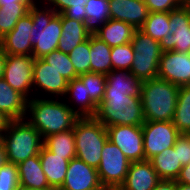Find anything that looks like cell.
Wrapping results in <instances>:
<instances>
[{
    "label": "cell",
    "instance_id": "7a4b0ae2",
    "mask_svg": "<svg viewBox=\"0 0 190 190\" xmlns=\"http://www.w3.org/2000/svg\"><path fill=\"white\" fill-rule=\"evenodd\" d=\"M80 117L67 102L50 97L28 100L25 119L41 134L43 140L60 132L73 129Z\"/></svg>",
    "mask_w": 190,
    "mask_h": 190
},
{
    "label": "cell",
    "instance_id": "e0dca14e",
    "mask_svg": "<svg viewBox=\"0 0 190 190\" xmlns=\"http://www.w3.org/2000/svg\"><path fill=\"white\" fill-rule=\"evenodd\" d=\"M160 180L149 160L131 162L119 190H153Z\"/></svg>",
    "mask_w": 190,
    "mask_h": 190
},
{
    "label": "cell",
    "instance_id": "6da1fadb",
    "mask_svg": "<svg viewBox=\"0 0 190 190\" xmlns=\"http://www.w3.org/2000/svg\"><path fill=\"white\" fill-rule=\"evenodd\" d=\"M141 84L130 71H110L106 75L105 93L95 117L105 127L142 126L145 120L140 97Z\"/></svg>",
    "mask_w": 190,
    "mask_h": 190
},
{
    "label": "cell",
    "instance_id": "7c38bea8",
    "mask_svg": "<svg viewBox=\"0 0 190 190\" xmlns=\"http://www.w3.org/2000/svg\"><path fill=\"white\" fill-rule=\"evenodd\" d=\"M157 78L179 87L190 85V57L188 53L162 52Z\"/></svg>",
    "mask_w": 190,
    "mask_h": 190
},
{
    "label": "cell",
    "instance_id": "d4e9b609",
    "mask_svg": "<svg viewBox=\"0 0 190 190\" xmlns=\"http://www.w3.org/2000/svg\"><path fill=\"white\" fill-rule=\"evenodd\" d=\"M111 47L93 33L90 35V72L107 75L112 71Z\"/></svg>",
    "mask_w": 190,
    "mask_h": 190
},
{
    "label": "cell",
    "instance_id": "f35d334b",
    "mask_svg": "<svg viewBox=\"0 0 190 190\" xmlns=\"http://www.w3.org/2000/svg\"><path fill=\"white\" fill-rule=\"evenodd\" d=\"M174 150H178L179 162L182 166L190 163V134H180L175 142Z\"/></svg>",
    "mask_w": 190,
    "mask_h": 190
},
{
    "label": "cell",
    "instance_id": "e575fe53",
    "mask_svg": "<svg viewBox=\"0 0 190 190\" xmlns=\"http://www.w3.org/2000/svg\"><path fill=\"white\" fill-rule=\"evenodd\" d=\"M134 50L131 43L118 45L111 48V63L112 70L130 71L133 59Z\"/></svg>",
    "mask_w": 190,
    "mask_h": 190
},
{
    "label": "cell",
    "instance_id": "ab89813d",
    "mask_svg": "<svg viewBox=\"0 0 190 190\" xmlns=\"http://www.w3.org/2000/svg\"><path fill=\"white\" fill-rule=\"evenodd\" d=\"M149 12H170L180 7V0H145Z\"/></svg>",
    "mask_w": 190,
    "mask_h": 190
},
{
    "label": "cell",
    "instance_id": "4fadbf2b",
    "mask_svg": "<svg viewBox=\"0 0 190 190\" xmlns=\"http://www.w3.org/2000/svg\"><path fill=\"white\" fill-rule=\"evenodd\" d=\"M59 190H105L97 169L75 157L69 161L65 181Z\"/></svg>",
    "mask_w": 190,
    "mask_h": 190
},
{
    "label": "cell",
    "instance_id": "d6a6232c",
    "mask_svg": "<svg viewBox=\"0 0 190 190\" xmlns=\"http://www.w3.org/2000/svg\"><path fill=\"white\" fill-rule=\"evenodd\" d=\"M85 12L86 23L92 31L110 19L108 0H88Z\"/></svg>",
    "mask_w": 190,
    "mask_h": 190
},
{
    "label": "cell",
    "instance_id": "52a82bcc",
    "mask_svg": "<svg viewBox=\"0 0 190 190\" xmlns=\"http://www.w3.org/2000/svg\"><path fill=\"white\" fill-rule=\"evenodd\" d=\"M101 157L97 171L102 186L104 189H119L127 176L131 162L109 140L103 146Z\"/></svg>",
    "mask_w": 190,
    "mask_h": 190
},
{
    "label": "cell",
    "instance_id": "74e56055",
    "mask_svg": "<svg viewBox=\"0 0 190 190\" xmlns=\"http://www.w3.org/2000/svg\"><path fill=\"white\" fill-rule=\"evenodd\" d=\"M17 165L7 162L0 169V190H19Z\"/></svg>",
    "mask_w": 190,
    "mask_h": 190
},
{
    "label": "cell",
    "instance_id": "9c48e42d",
    "mask_svg": "<svg viewBox=\"0 0 190 190\" xmlns=\"http://www.w3.org/2000/svg\"><path fill=\"white\" fill-rule=\"evenodd\" d=\"M144 140L145 160L175 145L180 135L172 121H145L141 126Z\"/></svg>",
    "mask_w": 190,
    "mask_h": 190
},
{
    "label": "cell",
    "instance_id": "7dc6e473",
    "mask_svg": "<svg viewBox=\"0 0 190 190\" xmlns=\"http://www.w3.org/2000/svg\"><path fill=\"white\" fill-rule=\"evenodd\" d=\"M176 190H190V185L176 182Z\"/></svg>",
    "mask_w": 190,
    "mask_h": 190
},
{
    "label": "cell",
    "instance_id": "f6af8a7d",
    "mask_svg": "<svg viewBox=\"0 0 190 190\" xmlns=\"http://www.w3.org/2000/svg\"><path fill=\"white\" fill-rule=\"evenodd\" d=\"M5 57H6V54L0 45V78H3Z\"/></svg>",
    "mask_w": 190,
    "mask_h": 190
},
{
    "label": "cell",
    "instance_id": "484cf974",
    "mask_svg": "<svg viewBox=\"0 0 190 190\" xmlns=\"http://www.w3.org/2000/svg\"><path fill=\"white\" fill-rule=\"evenodd\" d=\"M44 146L53 154L71 160L76 157L74 130L52 134L44 139Z\"/></svg>",
    "mask_w": 190,
    "mask_h": 190
},
{
    "label": "cell",
    "instance_id": "5b68a950",
    "mask_svg": "<svg viewBox=\"0 0 190 190\" xmlns=\"http://www.w3.org/2000/svg\"><path fill=\"white\" fill-rule=\"evenodd\" d=\"M0 138L7 161L15 165L39 155L44 145L41 134L26 119L10 120Z\"/></svg>",
    "mask_w": 190,
    "mask_h": 190
},
{
    "label": "cell",
    "instance_id": "836d02e7",
    "mask_svg": "<svg viewBox=\"0 0 190 190\" xmlns=\"http://www.w3.org/2000/svg\"><path fill=\"white\" fill-rule=\"evenodd\" d=\"M42 59L46 63L50 64L56 71H58L68 82L72 79L78 78L79 76L75 72L69 54L55 50L45 55Z\"/></svg>",
    "mask_w": 190,
    "mask_h": 190
},
{
    "label": "cell",
    "instance_id": "1f68e13d",
    "mask_svg": "<svg viewBox=\"0 0 190 190\" xmlns=\"http://www.w3.org/2000/svg\"><path fill=\"white\" fill-rule=\"evenodd\" d=\"M86 87L87 95L98 107L103 99L106 87V75L101 73H84L78 76Z\"/></svg>",
    "mask_w": 190,
    "mask_h": 190
},
{
    "label": "cell",
    "instance_id": "b9f144b4",
    "mask_svg": "<svg viewBox=\"0 0 190 190\" xmlns=\"http://www.w3.org/2000/svg\"><path fill=\"white\" fill-rule=\"evenodd\" d=\"M153 190H176V180L161 179Z\"/></svg>",
    "mask_w": 190,
    "mask_h": 190
},
{
    "label": "cell",
    "instance_id": "4316f807",
    "mask_svg": "<svg viewBox=\"0 0 190 190\" xmlns=\"http://www.w3.org/2000/svg\"><path fill=\"white\" fill-rule=\"evenodd\" d=\"M133 57L130 73L136 76L141 82L157 78L161 55H146L134 51Z\"/></svg>",
    "mask_w": 190,
    "mask_h": 190
},
{
    "label": "cell",
    "instance_id": "f1b7e54d",
    "mask_svg": "<svg viewBox=\"0 0 190 190\" xmlns=\"http://www.w3.org/2000/svg\"><path fill=\"white\" fill-rule=\"evenodd\" d=\"M172 122L180 134H190V85L179 87Z\"/></svg>",
    "mask_w": 190,
    "mask_h": 190
},
{
    "label": "cell",
    "instance_id": "ffe728a7",
    "mask_svg": "<svg viewBox=\"0 0 190 190\" xmlns=\"http://www.w3.org/2000/svg\"><path fill=\"white\" fill-rule=\"evenodd\" d=\"M28 99L0 78V112L10 120L25 119Z\"/></svg>",
    "mask_w": 190,
    "mask_h": 190
},
{
    "label": "cell",
    "instance_id": "8fae6325",
    "mask_svg": "<svg viewBox=\"0 0 190 190\" xmlns=\"http://www.w3.org/2000/svg\"><path fill=\"white\" fill-rule=\"evenodd\" d=\"M108 140L115 144L130 162L144 161V140L141 126L106 127Z\"/></svg>",
    "mask_w": 190,
    "mask_h": 190
},
{
    "label": "cell",
    "instance_id": "d590c367",
    "mask_svg": "<svg viewBox=\"0 0 190 190\" xmlns=\"http://www.w3.org/2000/svg\"><path fill=\"white\" fill-rule=\"evenodd\" d=\"M69 57L78 75L90 72V36L87 40L76 46Z\"/></svg>",
    "mask_w": 190,
    "mask_h": 190
},
{
    "label": "cell",
    "instance_id": "ee69618b",
    "mask_svg": "<svg viewBox=\"0 0 190 190\" xmlns=\"http://www.w3.org/2000/svg\"><path fill=\"white\" fill-rule=\"evenodd\" d=\"M10 119H8L2 112H0V136L5 131Z\"/></svg>",
    "mask_w": 190,
    "mask_h": 190
},
{
    "label": "cell",
    "instance_id": "d6986e66",
    "mask_svg": "<svg viewBox=\"0 0 190 190\" xmlns=\"http://www.w3.org/2000/svg\"><path fill=\"white\" fill-rule=\"evenodd\" d=\"M61 28L57 50L65 54H69L76 46L87 40L93 32L87 23L66 18L63 14H61Z\"/></svg>",
    "mask_w": 190,
    "mask_h": 190
},
{
    "label": "cell",
    "instance_id": "ac0fdd59",
    "mask_svg": "<svg viewBox=\"0 0 190 190\" xmlns=\"http://www.w3.org/2000/svg\"><path fill=\"white\" fill-rule=\"evenodd\" d=\"M136 30L131 24L110 18L92 33L112 48L131 43Z\"/></svg>",
    "mask_w": 190,
    "mask_h": 190
},
{
    "label": "cell",
    "instance_id": "603a6c76",
    "mask_svg": "<svg viewBox=\"0 0 190 190\" xmlns=\"http://www.w3.org/2000/svg\"><path fill=\"white\" fill-rule=\"evenodd\" d=\"M71 99L67 105L70 109L77 113L79 117H95L98 107L91 101L89 95H87L86 87L83 85L79 78L72 79L68 82L66 93L63 98ZM74 106H72L73 101ZM71 103V104H70Z\"/></svg>",
    "mask_w": 190,
    "mask_h": 190
},
{
    "label": "cell",
    "instance_id": "30bf717a",
    "mask_svg": "<svg viewBox=\"0 0 190 190\" xmlns=\"http://www.w3.org/2000/svg\"><path fill=\"white\" fill-rule=\"evenodd\" d=\"M169 29L170 33L160 41L162 52L188 53L190 51V9L180 6L170 11Z\"/></svg>",
    "mask_w": 190,
    "mask_h": 190
},
{
    "label": "cell",
    "instance_id": "7bdbcfd3",
    "mask_svg": "<svg viewBox=\"0 0 190 190\" xmlns=\"http://www.w3.org/2000/svg\"><path fill=\"white\" fill-rule=\"evenodd\" d=\"M7 156L5 152V148L3 145V141L0 138V169L7 163Z\"/></svg>",
    "mask_w": 190,
    "mask_h": 190
},
{
    "label": "cell",
    "instance_id": "60d3db41",
    "mask_svg": "<svg viewBox=\"0 0 190 190\" xmlns=\"http://www.w3.org/2000/svg\"><path fill=\"white\" fill-rule=\"evenodd\" d=\"M176 182L190 185V163L187 165H184L181 168V172L178 178L176 179Z\"/></svg>",
    "mask_w": 190,
    "mask_h": 190
},
{
    "label": "cell",
    "instance_id": "c3c4849f",
    "mask_svg": "<svg viewBox=\"0 0 190 190\" xmlns=\"http://www.w3.org/2000/svg\"><path fill=\"white\" fill-rule=\"evenodd\" d=\"M180 5L190 9V0H180Z\"/></svg>",
    "mask_w": 190,
    "mask_h": 190
},
{
    "label": "cell",
    "instance_id": "681fc988",
    "mask_svg": "<svg viewBox=\"0 0 190 190\" xmlns=\"http://www.w3.org/2000/svg\"><path fill=\"white\" fill-rule=\"evenodd\" d=\"M19 190H59V189H56V188H45V189H25V188H20Z\"/></svg>",
    "mask_w": 190,
    "mask_h": 190
},
{
    "label": "cell",
    "instance_id": "ba28073f",
    "mask_svg": "<svg viewBox=\"0 0 190 190\" xmlns=\"http://www.w3.org/2000/svg\"><path fill=\"white\" fill-rule=\"evenodd\" d=\"M33 55L6 54L3 79L28 100L33 98ZM31 97V98H30Z\"/></svg>",
    "mask_w": 190,
    "mask_h": 190
},
{
    "label": "cell",
    "instance_id": "3957f363",
    "mask_svg": "<svg viewBox=\"0 0 190 190\" xmlns=\"http://www.w3.org/2000/svg\"><path fill=\"white\" fill-rule=\"evenodd\" d=\"M179 86L155 78L141 84V103L145 121H172Z\"/></svg>",
    "mask_w": 190,
    "mask_h": 190
},
{
    "label": "cell",
    "instance_id": "9a60e30c",
    "mask_svg": "<svg viewBox=\"0 0 190 190\" xmlns=\"http://www.w3.org/2000/svg\"><path fill=\"white\" fill-rule=\"evenodd\" d=\"M32 16L27 13L20 18L14 29L0 39V45L5 54L32 55L33 44L31 42Z\"/></svg>",
    "mask_w": 190,
    "mask_h": 190
},
{
    "label": "cell",
    "instance_id": "5bb4252c",
    "mask_svg": "<svg viewBox=\"0 0 190 190\" xmlns=\"http://www.w3.org/2000/svg\"><path fill=\"white\" fill-rule=\"evenodd\" d=\"M68 81L42 58L35 59L33 65V89L54 98L64 97ZM37 89V90H36ZM41 89V90H40Z\"/></svg>",
    "mask_w": 190,
    "mask_h": 190
},
{
    "label": "cell",
    "instance_id": "8992f818",
    "mask_svg": "<svg viewBox=\"0 0 190 190\" xmlns=\"http://www.w3.org/2000/svg\"><path fill=\"white\" fill-rule=\"evenodd\" d=\"M76 157L97 169L108 140L106 127L96 117H80L73 128Z\"/></svg>",
    "mask_w": 190,
    "mask_h": 190
},
{
    "label": "cell",
    "instance_id": "f546056e",
    "mask_svg": "<svg viewBox=\"0 0 190 190\" xmlns=\"http://www.w3.org/2000/svg\"><path fill=\"white\" fill-rule=\"evenodd\" d=\"M57 14L86 23L85 4L88 0H43Z\"/></svg>",
    "mask_w": 190,
    "mask_h": 190
},
{
    "label": "cell",
    "instance_id": "4dcf8cb0",
    "mask_svg": "<svg viewBox=\"0 0 190 190\" xmlns=\"http://www.w3.org/2000/svg\"><path fill=\"white\" fill-rule=\"evenodd\" d=\"M140 30L160 43L162 38L170 33L169 12H149Z\"/></svg>",
    "mask_w": 190,
    "mask_h": 190
},
{
    "label": "cell",
    "instance_id": "2e32d148",
    "mask_svg": "<svg viewBox=\"0 0 190 190\" xmlns=\"http://www.w3.org/2000/svg\"><path fill=\"white\" fill-rule=\"evenodd\" d=\"M111 19L124 21L140 29L148 18L149 10L142 0H108Z\"/></svg>",
    "mask_w": 190,
    "mask_h": 190
},
{
    "label": "cell",
    "instance_id": "cb8c5ba5",
    "mask_svg": "<svg viewBox=\"0 0 190 190\" xmlns=\"http://www.w3.org/2000/svg\"><path fill=\"white\" fill-rule=\"evenodd\" d=\"M149 161L160 179L176 180L183 167L179 162L178 150H174V146L157 154Z\"/></svg>",
    "mask_w": 190,
    "mask_h": 190
},
{
    "label": "cell",
    "instance_id": "277c9868",
    "mask_svg": "<svg viewBox=\"0 0 190 190\" xmlns=\"http://www.w3.org/2000/svg\"><path fill=\"white\" fill-rule=\"evenodd\" d=\"M42 5L44 7H38L35 1L28 11L33 19L30 39L33 44L32 55L35 59L43 58L57 50L62 33L61 14H57L44 3Z\"/></svg>",
    "mask_w": 190,
    "mask_h": 190
},
{
    "label": "cell",
    "instance_id": "44dd1931",
    "mask_svg": "<svg viewBox=\"0 0 190 190\" xmlns=\"http://www.w3.org/2000/svg\"><path fill=\"white\" fill-rule=\"evenodd\" d=\"M42 170L51 188L60 189L65 181L69 160L53 154L44 145L39 152Z\"/></svg>",
    "mask_w": 190,
    "mask_h": 190
},
{
    "label": "cell",
    "instance_id": "8d00e7d4",
    "mask_svg": "<svg viewBox=\"0 0 190 190\" xmlns=\"http://www.w3.org/2000/svg\"><path fill=\"white\" fill-rule=\"evenodd\" d=\"M133 50L146 55H162L160 43L152 37L146 35L140 29L134 33L131 41Z\"/></svg>",
    "mask_w": 190,
    "mask_h": 190
},
{
    "label": "cell",
    "instance_id": "bcb514c9",
    "mask_svg": "<svg viewBox=\"0 0 190 190\" xmlns=\"http://www.w3.org/2000/svg\"><path fill=\"white\" fill-rule=\"evenodd\" d=\"M16 2H35V0H0V5H16Z\"/></svg>",
    "mask_w": 190,
    "mask_h": 190
},
{
    "label": "cell",
    "instance_id": "83f0119b",
    "mask_svg": "<svg viewBox=\"0 0 190 190\" xmlns=\"http://www.w3.org/2000/svg\"><path fill=\"white\" fill-rule=\"evenodd\" d=\"M34 2H16V5H0V39L11 32L18 20L24 17Z\"/></svg>",
    "mask_w": 190,
    "mask_h": 190
},
{
    "label": "cell",
    "instance_id": "7402d4cb",
    "mask_svg": "<svg viewBox=\"0 0 190 190\" xmlns=\"http://www.w3.org/2000/svg\"><path fill=\"white\" fill-rule=\"evenodd\" d=\"M19 186L25 189L50 188L39 155L32 156L17 165Z\"/></svg>",
    "mask_w": 190,
    "mask_h": 190
}]
</instances>
